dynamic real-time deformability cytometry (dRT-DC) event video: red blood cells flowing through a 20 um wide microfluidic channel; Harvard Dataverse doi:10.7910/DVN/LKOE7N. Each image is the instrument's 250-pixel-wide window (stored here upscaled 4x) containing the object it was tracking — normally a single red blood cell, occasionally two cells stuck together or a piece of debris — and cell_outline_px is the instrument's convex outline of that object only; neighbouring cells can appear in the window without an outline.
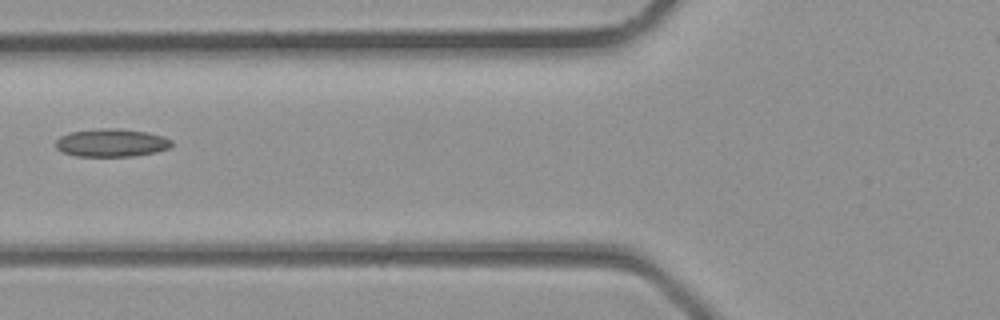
{"species": "common noctule bat (a hibernating species)", "species_latin": "Nyctalus noctula", "temperature_condition": "room temperature", "stored_images_in_passage": 5, "camera_frame_rate_fps": 3000, "um_per_image_px": 0.085, "animal": {"sex": "male", "body_mass_g": 23.1, "forearm_length_mm": 52.7}, "frame": {"image": 1, "passage_image": 5, "time_ms": 1.333, "image_size_px": [1000, 320], "cell_outline_px": [[172, 144], [168, 148], [156, 152], [132, 156], [76, 156], [60, 152], [56, 148], [56, 140], [60, 136], [68, 132], [100, 128], [120, 128], [148, 132], [164, 136], [172, 140]], "centroid_in_image_um": [9.45, 12.13], "position_along_channel_um": 116.3, "area_um2": 19.13}}